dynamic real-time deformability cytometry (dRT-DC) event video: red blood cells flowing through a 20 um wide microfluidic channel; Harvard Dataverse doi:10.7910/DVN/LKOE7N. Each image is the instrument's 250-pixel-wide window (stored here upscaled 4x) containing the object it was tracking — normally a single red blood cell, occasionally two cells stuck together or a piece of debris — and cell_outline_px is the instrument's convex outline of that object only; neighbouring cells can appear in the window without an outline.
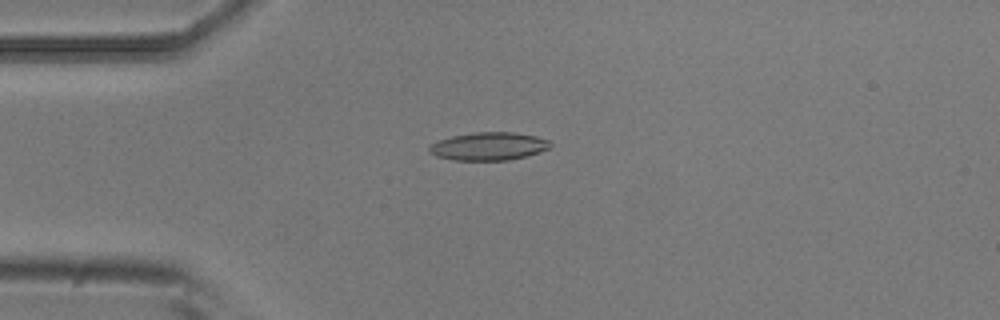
{"species": "common noctule bat (a hibernating species)", "species_latin": "Nyctalus noctula", "temperature_condition": "room temperature", "stored_images_in_passage": 5, "camera_frame_rate_fps": 3000, "um_per_image_px": 0.085, "animal": {"sex": "male", "body_mass_g": 20.5, "forearm_length_mm": 52.5}, "frame": {"image": 1, "passage_image": 2, "time_ms": 0.333, "image_size_px": [1000, 320], "cell_outline_px": [[552, 144], [548, 148], [540, 152], [528, 156], [508, 160], [456, 160], [436, 156], [428, 152], [428, 148], [432, 144], [440, 140], [452, 136], [476, 132], [512, 132], [536, 136], [548, 140]], "centroid_in_image_um": [41.55, 12.44], "position_along_channel_um": 43.4, "area_um2": 19.65}}
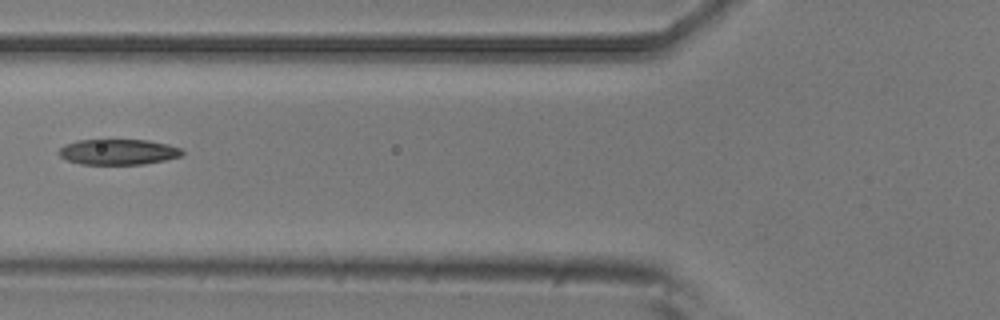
{"frame": {"image": 2, "passage_image": 4, "time_ms": 1.0, "image_size_px": [1000, 320], "cell_outline_px": [[184, 152], [180, 156], [164, 160], [144, 164], [80, 164], [68, 160], [60, 156], [56, 152], [64, 144], [76, 140], [148, 140], [168, 144], [180, 148]], "centroid_in_image_um": [10.01, 12.91], "position_along_channel_um": 115.8, "area_um2": 18.38}}
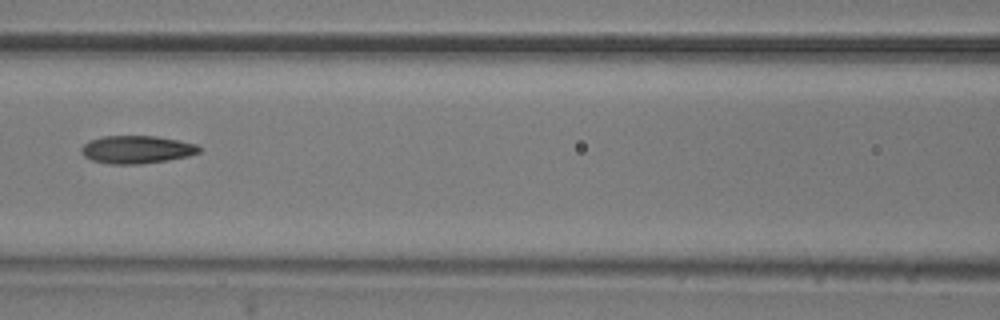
{"frame": {"image": 3, "passage_image": 5, "time_ms": 1.333, "image_size_px": [1000, 320], "cell_outline_px": [[200, 152], [188, 156], [168, 160], [140, 164], [108, 164], [92, 160], [84, 156], [80, 152], [80, 148], [84, 144], [92, 140], [104, 136], [156, 136], [196, 144], [200, 148]], "centroid_in_image_um": [11.6, 12.72], "position_along_channel_um": 155.0, "area_um2": 19.02}}